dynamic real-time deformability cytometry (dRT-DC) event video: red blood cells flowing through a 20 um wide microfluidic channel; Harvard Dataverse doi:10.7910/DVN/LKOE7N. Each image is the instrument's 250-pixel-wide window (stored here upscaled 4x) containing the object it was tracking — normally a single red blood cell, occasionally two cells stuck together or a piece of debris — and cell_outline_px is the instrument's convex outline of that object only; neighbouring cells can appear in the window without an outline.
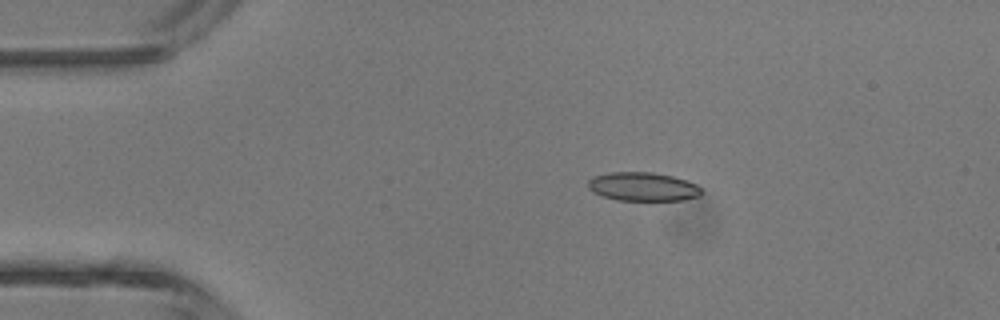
{"species": "common noctule bat (a hibernating species)", "species_latin": "Nyctalus noctula", "temperature_condition": "room temperature", "stored_images_in_passage": 3, "camera_frame_rate_fps": 3000, "um_per_image_px": 0.085, "animal": {"sex": "male", "body_mass_g": 13.3}, "frame": {"image": 1, "passage_image": 2, "time_ms": 1.0, "image_size_px": [1000, 320], "cell_outline_px": [[704, 192], [700, 196], [684, 200], [616, 200], [592, 192], [588, 188], [588, 180], [592, 176], [608, 172], [652, 172], [672, 176], [696, 184]], "centroid_in_image_um": [54.63, 15.86], "position_along_channel_um": 30.4, "area_um2": 19.07}}